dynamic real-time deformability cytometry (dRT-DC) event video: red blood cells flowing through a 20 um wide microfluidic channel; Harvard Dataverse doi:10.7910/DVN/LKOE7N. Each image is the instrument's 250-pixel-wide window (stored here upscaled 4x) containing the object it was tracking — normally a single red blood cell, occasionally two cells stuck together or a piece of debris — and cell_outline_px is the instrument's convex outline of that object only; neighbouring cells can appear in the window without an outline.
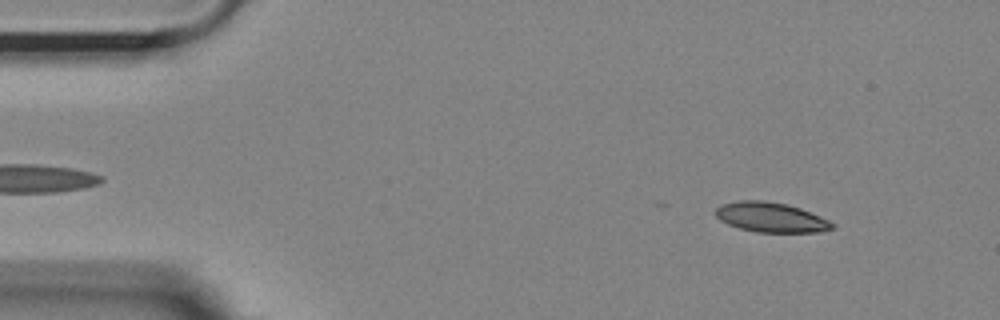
{"species": "Egyptian fruit bat (a non-hibernating species)", "species_latin": "Rousettus aegyptiacus", "temperature_condition": "room temperature", "stored_images_in_passage": 44, "camera_frame_rate_fps": 3000, "um_per_image_px": 0.085, "animal": {"sex": "female"}, "frame": {"image": 1, "passage_image": 5, "time_ms": 1.333, "image_size_px": [1000, 320], "cell_outline_px": [[836, 228], [820, 232], [756, 232], [740, 228], [728, 224], [720, 220], [716, 216], [716, 208], [720, 204], [740, 200], [764, 200], [788, 204], [800, 208], [820, 216], [836, 224]], "centroid_in_image_um": [65.55, 18.47], "position_along_channel_um": 19.5, "area_um2": 20.4}}
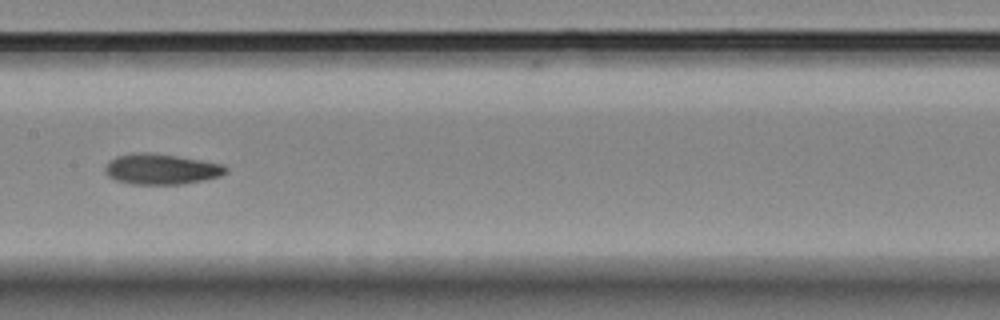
{"frame": {"image": 2, "passage_image": 26, "time_ms": 8.333, "image_size_px": [1000, 320], "cell_outline_px": [[228, 172], [220, 176], [204, 180], [180, 184], [132, 184], [116, 180], [108, 176], [104, 172], [104, 168], [108, 160], [116, 156], [132, 152], [148, 152], [176, 156], [224, 164], [228, 168]], "centroid_in_image_um": [13.68, 14.37], "position_along_channel_um": 193.7, "area_um2": 21.68}}
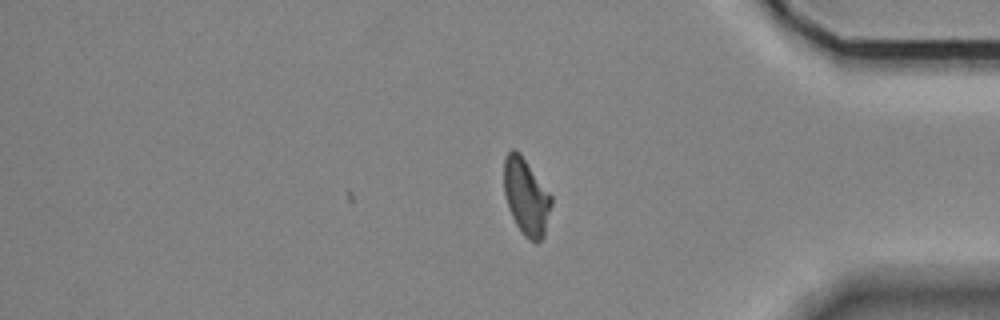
{"frame": {"image": 3, "passage_image": 44, "time_ms": 14.333, "image_size_px": [1000, 320], "cell_outline_px": [[552, 204], [544, 236], [536, 244], [528, 240], [524, 236], [516, 224], [508, 208], [504, 192], [504, 160], [508, 152], [512, 148], [520, 152], [552, 196]], "centroid_in_image_um": [44.73, 16.74], "position_along_channel_um": 390.5, "area_um2": 21.27}, "authors_computed_cell_mechanics": {"area_um2": 21.3282, "velocity_mm_per_s": 3.6483, "shape_relaxation_time_tau1_ms": null, "shape_relaxation_time_tau2_ms": 2.3653, "deformation_change_tau1": null, "deformation_change_tau2": 0.0779}}